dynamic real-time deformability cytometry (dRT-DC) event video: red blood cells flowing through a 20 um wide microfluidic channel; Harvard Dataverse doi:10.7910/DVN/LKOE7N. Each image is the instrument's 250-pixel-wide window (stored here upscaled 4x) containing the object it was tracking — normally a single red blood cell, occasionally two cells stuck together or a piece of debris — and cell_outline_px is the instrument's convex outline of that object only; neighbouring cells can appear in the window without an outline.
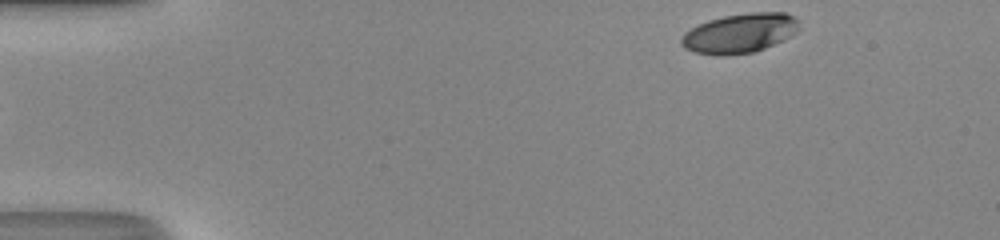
{"species": "human", "species_latin": "Homo sapiens", "temperature_condition": "room temperature", "stored_images_in_passage": 36, "camera_frame_rate_fps": 3000, "um_per_image_px": 0.085, "donor": {"sex": "male"}, "frame": {"image": 1, "passage_image": 1, "time_ms": 0.0, "image_size_px": [1000, 240], "cell_outline_px": [[800, 20], [796, 32], [764, 48], [752, 52], [696, 52], [684, 48], [680, 44], [680, 40], [684, 32], [708, 20], [724, 16], [748, 12], [784, 12], [796, 16]], "centroid_in_image_um": [62.91, 2.75], "position_along_channel_um": 22.1, "area_um2": 26.13}}
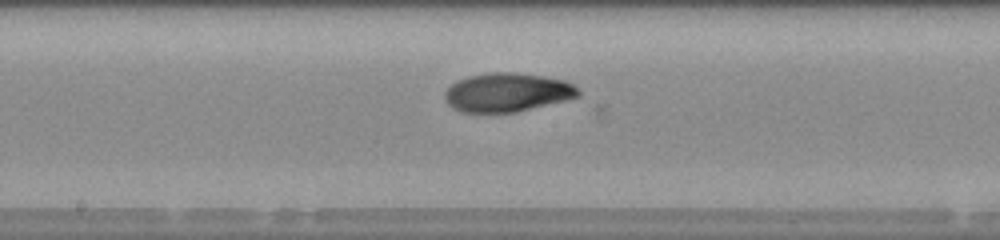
{"frame": {"image": 2, "passage_image": 21, "time_ms": 6.667, "image_size_px": [1000, 240], "cell_outline_px": [[580, 96], [516, 112], [464, 112], [452, 108], [444, 100], [444, 92], [456, 80], [468, 76], [488, 72], [516, 72], [544, 76], [564, 80], [572, 84], [580, 92]], "centroid_in_image_um": [43.07, 7.84], "position_along_channel_um": 205.1, "area_um2": 30.17}}
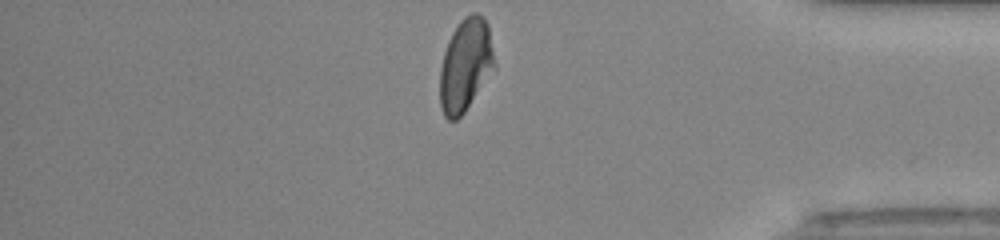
{"frame": {"image": 3, "passage_image": 36, "time_ms": 11.667, "image_size_px": [1000, 240], "cell_outline_px": [[496, 68], [464, 112], [456, 120], [448, 120], [444, 116], [440, 108], [440, 68], [444, 52], [448, 40], [452, 32], [460, 20], [464, 16], [472, 12], [476, 12], [484, 16], [488, 24], [496, 64]], "centroid_in_image_um": [39.58, 5.51], "position_along_channel_um": 395.6, "area_um2": 29.88}, "authors_computed_cell_mechanics": {"area_um2": 29.5647, "velocity_mm_per_s": 4.3323, "shape_relaxation_time_tau1_ms": 9.9652, "shape_relaxation_time_tau2_ms": 2.4985, "deformation_change_tau1": 0.3063, "deformation_change_tau2": 0.0558}}